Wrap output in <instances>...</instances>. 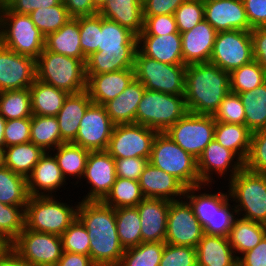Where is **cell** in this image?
<instances>
[{"label":"cell","mask_w":266,"mask_h":266,"mask_svg":"<svg viewBox=\"0 0 266 266\" xmlns=\"http://www.w3.org/2000/svg\"><path fill=\"white\" fill-rule=\"evenodd\" d=\"M144 30L139 35H167L180 33L174 15L143 16Z\"/></svg>","instance_id":"cell-57"},{"label":"cell","mask_w":266,"mask_h":266,"mask_svg":"<svg viewBox=\"0 0 266 266\" xmlns=\"http://www.w3.org/2000/svg\"><path fill=\"white\" fill-rule=\"evenodd\" d=\"M0 266H30L21 261L11 250L0 260Z\"/></svg>","instance_id":"cell-66"},{"label":"cell","mask_w":266,"mask_h":266,"mask_svg":"<svg viewBox=\"0 0 266 266\" xmlns=\"http://www.w3.org/2000/svg\"><path fill=\"white\" fill-rule=\"evenodd\" d=\"M148 163V158L140 157L115 159L116 176L139 181L141 173Z\"/></svg>","instance_id":"cell-59"},{"label":"cell","mask_w":266,"mask_h":266,"mask_svg":"<svg viewBox=\"0 0 266 266\" xmlns=\"http://www.w3.org/2000/svg\"><path fill=\"white\" fill-rule=\"evenodd\" d=\"M252 132L242 124L216 122L214 139L225 148L233 151L243 162L246 161Z\"/></svg>","instance_id":"cell-35"},{"label":"cell","mask_w":266,"mask_h":266,"mask_svg":"<svg viewBox=\"0 0 266 266\" xmlns=\"http://www.w3.org/2000/svg\"><path fill=\"white\" fill-rule=\"evenodd\" d=\"M159 266H197L196 248L166 243Z\"/></svg>","instance_id":"cell-55"},{"label":"cell","mask_w":266,"mask_h":266,"mask_svg":"<svg viewBox=\"0 0 266 266\" xmlns=\"http://www.w3.org/2000/svg\"><path fill=\"white\" fill-rule=\"evenodd\" d=\"M238 266H266V235L256 247L239 256Z\"/></svg>","instance_id":"cell-63"},{"label":"cell","mask_w":266,"mask_h":266,"mask_svg":"<svg viewBox=\"0 0 266 266\" xmlns=\"http://www.w3.org/2000/svg\"><path fill=\"white\" fill-rule=\"evenodd\" d=\"M243 168L244 162L233 151L225 148L215 139L205 147L197 159V170L201 184H216L213 179L214 174L218 177H224V180L229 176L227 181H230Z\"/></svg>","instance_id":"cell-15"},{"label":"cell","mask_w":266,"mask_h":266,"mask_svg":"<svg viewBox=\"0 0 266 266\" xmlns=\"http://www.w3.org/2000/svg\"><path fill=\"white\" fill-rule=\"evenodd\" d=\"M61 239L64 252L89 256V235L85 226L78 218H76L75 221L64 231L61 235Z\"/></svg>","instance_id":"cell-51"},{"label":"cell","mask_w":266,"mask_h":266,"mask_svg":"<svg viewBox=\"0 0 266 266\" xmlns=\"http://www.w3.org/2000/svg\"><path fill=\"white\" fill-rule=\"evenodd\" d=\"M86 91L94 104L104 105L122 93L135 79L134 68L103 74H86Z\"/></svg>","instance_id":"cell-21"},{"label":"cell","mask_w":266,"mask_h":266,"mask_svg":"<svg viewBox=\"0 0 266 266\" xmlns=\"http://www.w3.org/2000/svg\"><path fill=\"white\" fill-rule=\"evenodd\" d=\"M57 197L30 196L25 208V227L61 236L77 218L79 202L70 205Z\"/></svg>","instance_id":"cell-3"},{"label":"cell","mask_w":266,"mask_h":266,"mask_svg":"<svg viewBox=\"0 0 266 266\" xmlns=\"http://www.w3.org/2000/svg\"><path fill=\"white\" fill-rule=\"evenodd\" d=\"M72 18L98 13L92 0H62Z\"/></svg>","instance_id":"cell-64"},{"label":"cell","mask_w":266,"mask_h":266,"mask_svg":"<svg viewBox=\"0 0 266 266\" xmlns=\"http://www.w3.org/2000/svg\"><path fill=\"white\" fill-rule=\"evenodd\" d=\"M51 153L57 160L58 166L60 167L64 178L69 180L71 177L77 179L74 185L80 182L87 163V158L90 150L85 149L79 145L73 143H63L56 149H53ZM80 180V181H79Z\"/></svg>","instance_id":"cell-34"},{"label":"cell","mask_w":266,"mask_h":266,"mask_svg":"<svg viewBox=\"0 0 266 266\" xmlns=\"http://www.w3.org/2000/svg\"><path fill=\"white\" fill-rule=\"evenodd\" d=\"M213 193L212 225H205L203 232L208 235L228 237L234 221L237 218V210L229 202L231 200L229 190L223 193L219 190Z\"/></svg>","instance_id":"cell-36"},{"label":"cell","mask_w":266,"mask_h":266,"mask_svg":"<svg viewBox=\"0 0 266 266\" xmlns=\"http://www.w3.org/2000/svg\"><path fill=\"white\" fill-rule=\"evenodd\" d=\"M11 250V243L0 235V260Z\"/></svg>","instance_id":"cell-67"},{"label":"cell","mask_w":266,"mask_h":266,"mask_svg":"<svg viewBox=\"0 0 266 266\" xmlns=\"http://www.w3.org/2000/svg\"><path fill=\"white\" fill-rule=\"evenodd\" d=\"M0 114L6 120L31 118L29 88L0 92Z\"/></svg>","instance_id":"cell-44"},{"label":"cell","mask_w":266,"mask_h":266,"mask_svg":"<svg viewBox=\"0 0 266 266\" xmlns=\"http://www.w3.org/2000/svg\"><path fill=\"white\" fill-rule=\"evenodd\" d=\"M144 198L139 181L116 177L110 192L102 202L117 209L136 207Z\"/></svg>","instance_id":"cell-42"},{"label":"cell","mask_w":266,"mask_h":266,"mask_svg":"<svg viewBox=\"0 0 266 266\" xmlns=\"http://www.w3.org/2000/svg\"><path fill=\"white\" fill-rule=\"evenodd\" d=\"M26 206L6 205L0 202V235L12 243L25 227Z\"/></svg>","instance_id":"cell-49"},{"label":"cell","mask_w":266,"mask_h":266,"mask_svg":"<svg viewBox=\"0 0 266 266\" xmlns=\"http://www.w3.org/2000/svg\"><path fill=\"white\" fill-rule=\"evenodd\" d=\"M65 185L68 183L51 152H45L40 157L27 177V188L30 196H56L57 190L59 191Z\"/></svg>","instance_id":"cell-20"},{"label":"cell","mask_w":266,"mask_h":266,"mask_svg":"<svg viewBox=\"0 0 266 266\" xmlns=\"http://www.w3.org/2000/svg\"><path fill=\"white\" fill-rule=\"evenodd\" d=\"M62 0H1L0 11L29 15L34 10L59 5Z\"/></svg>","instance_id":"cell-58"},{"label":"cell","mask_w":266,"mask_h":266,"mask_svg":"<svg viewBox=\"0 0 266 266\" xmlns=\"http://www.w3.org/2000/svg\"><path fill=\"white\" fill-rule=\"evenodd\" d=\"M92 103L86 90L67 96L62 108L56 115L61 140L64 143H71L76 138L80 122Z\"/></svg>","instance_id":"cell-27"},{"label":"cell","mask_w":266,"mask_h":266,"mask_svg":"<svg viewBox=\"0 0 266 266\" xmlns=\"http://www.w3.org/2000/svg\"><path fill=\"white\" fill-rule=\"evenodd\" d=\"M45 49L86 63L87 58L80 46L79 17L71 18L59 30L48 34L45 37Z\"/></svg>","instance_id":"cell-31"},{"label":"cell","mask_w":266,"mask_h":266,"mask_svg":"<svg viewBox=\"0 0 266 266\" xmlns=\"http://www.w3.org/2000/svg\"><path fill=\"white\" fill-rule=\"evenodd\" d=\"M229 92V72L211 63L186 66L185 102L188 112L213 115Z\"/></svg>","instance_id":"cell-2"},{"label":"cell","mask_w":266,"mask_h":266,"mask_svg":"<svg viewBox=\"0 0 266 266\" xmlns=\"http://www.w3.org/2000/svg\"><path fill=\"white\" fill-rule=\"evenodd\" d=\"M80 46L87 58L98 51L99 31H101V15L99 13L90 16L79 17Z\"/></svg>","instance_id":"cell-50"},{"label":"cell","mask_w":266,"mask_h":266,"mask_svg":"<svg viewBox=\"0 0 266 266\" xmlns=\"http://www.w3.org/2000/svg\"><path fill=\"white\" fill-rule=\"evenodd\" d=\"M5 149L0 147V169L5 167Z\"/></svg>","instance_id":"cell-70"},{"label":"cell","mask_w":266,"mask_h":266,"mask_svg":"<svg viewBox=\"0 0 266 266\" xmlns=\"http://www.w3.org/2000/svg\"><path fill=\"white\" fill-rule=\"evenodd\" d=\"M216 121L212 115L187 112L166 132L184 151L198 159L214 139Z\"/></svg>","instance_id":"cell-11"},{"label":"cell","mask_w":266,"mask_h":266,"mask_svg":"<svg viewBox=\"0 0 266 266\" xmlns=\"http://www.w3.org/2000/svg\"><path fill=\"white\" fill-rule=\"evenodd\" d=\"M114 126L104 106L92 103L87 108L76 138L71 143L90 151H106Z\"/></svg>","instance_id":"cell-16"},{"label":"cell","mask_w":266,"mask_h":266,"mask_svg":"<svg viewBox=\"0 0 266 266\" xmlns=\"http://www.w3.org/2000/svg\"><path fill=\"white\" fill-rule=\"evenodd\" d=\"M216 34L217 31L205 19L181 33L184 65L209 63Z\"/></svg>","instance_id":"cell-22"},{"label":"cell","mask_w":266,"mask_h":266,"mask_svg":"<svg viewBox=\"0 0 266 266\" xmlns=\"http://www.w3.org/2000/svg\"><path fill=\"white\" fill-rule=\"evenodd\" d=\"M0 44L36 60L45 48V36L29 15L0 11Z\"/></svg>","instance_id":"cell-8"},{"label":"cell","mask_w":266,"mask_h":266,"mask_svg":"<svg viewBox=\"0 0 266 266\" xmlns=\"http://www.w3.org/2000/svg\"><path fill=\"white\" fill-rule=\"evenodd\" d=\"M98 13L129 29L136 36L144 30L143 1L108 0Z\"/></svg>","instance_id":"cell-29"},{"label":"cell","mask_w":266,"mask_h":266,"mask_svg":"<svg viewBox=\"0 0 266 266\" xmlns=\"http://www.w3.org/2000/svg\"><path fill=\"white\" fill-rule=\"evenodd\" d=\"M165 242H142L125 249L118 266H159Z\"/></svg>","instance_id":"cell-45"},{"label":"cell","mask_w":266,"mask_h":266,"mask_svg":"<svg viewBox=\"0 0 266 266\" xmlns=\"http://www.w3.org/2000/svg\"><path fill=\"white\" fill-rule=\"evenodd\" d=\"M138 49L150 58L171 65H184L181 33L138 35Z\"/></svg>","instance_id":"cell-26"},{"label":"cell","mask_w":266,"mask_h":266,"mask_svg":"<svg viewBox=\"0 0 266 266\" xmlns=\"http://www.w3.org/2000/svg\"><path fill=\"white\" fill-rule=\"evenodd\" d=\"M142 242H165L170 201L144 198L137 206Z\"/></svg>","instance_id":"cell-24"},{"label":"cell","mask_w":266,"mask_h":266,"mask_svg":"<svg viewBox=\"0 0 266 266\" xmlns=\"http://www.w3.org/2000/svg\"><path fill=\"white\" fill-rule=\"evenodd\" d=\"M157 131L141 124L115 125L106 151L114 158L150 159Z\"/></svg>","instance_id":"cell-13"},{"label":"cell","mask_w":266,"mask_h":266,"mask_svg":"<svg viewBox=\"0 0 266 266\" xmlns=\"http://www.w3.org/2000/svg\"><path fill=\"white\" fill-rule=\"evenodd\" d=\"M250 27H266V0H243Z\"/></svg>","instance_id":"cell-61"},{"label":"cell","mask_w":266,"mask_h":266,"mask_svg":"<svg viewBox=\"0 0 266 266\" xmlns=\"http://www.w3.org/2000/svg\"><path fill=\"white\" fill-rule=\"evenodd\" d=\"M95 8L99 11L108 0H92Z\"/></svg>","instance_id":"cell-69"},{"label":"cell","mask_w":266,"mask_h":266,"mask_svg":"<svg viewBox=\"0 0 266 266\" xmlns=\"http://www.w3.org/2000/svg\"><path fill=\"white\" fill-rule=\"evenodd\" d=\"M173 15L180 33L191 30L204 19V1L186 0Z\"/></svg>","instance_id":"cell-53"},{"label":"cell","mask_w":266,"mask_h":266,"mask_svg":"<svg viewBox=\"0 0 266 266\" xmlns=\"http://www.w3.org/2000/svg\"><path fill=\"white\" fill-rule=\"evenodd\" d=\"M254 60L266 71V27H256L250 31Z\"/></svg>","instance_id":"cell-62"},{"label":"cell","mask_w":266,"mask_h":266,"mask_svg":"<svg viewBox=\"0 0 266 266\" xmlns=\"http://www.w3.org/2000/svg\"><path fill=\"white\" fill-rule=\"evenodd\" d=\"M124 251L118 236H97L90 240L89 256L96 266H118Z\"/></svg>","instance_id":"cell-43"},{"label":"cell","mask_w":266,"mask_h":266,"mask_svg":"<svg viewBox=\"0 0 266 266\" xmlns=\"http://www.w3.org/2000/svg\"><path fill=\"white\" fill-rule=\"evenodd\" d=\"M144 91V85L134 79L122 93L103 105L115 125L136 123V110Z\"/></svg>","instance_id":"cell-30"},{"label":"cell","mask_w":266,"mask_h":266,"mask_svg":"<svg viewBox=\"0 0 266 266\" xmlns=\"http://www.w3.org/2000/svg\"><path fill=\"white\" fill-rule=\"evenodd\" d=\"M115 215L117 234L124 249L142 243L141 221L137 207L117 208Z\"/></svg>","instance_id":"cell-41"},{"label":"cell","mask_w":266,"mask_h":266,"mask_svg":"<svg viewBox=\"0 0 266 266\" xmlns=\"http://www.w3.org/2000/svg\"><path fill=\"white\" fill-rule=\"evenodd\" d=\"M6 119L0 114V147L5 149L4 131L6 126Z\"/></svg>","instance_id":"cell-68"},{"label":"cell","mask_w":266,"mask_h":266,"mask_svg":"<svg viewBox=\"0 0 266 266\" xmlns=\"http://www.w3.org/2000/svg\"><path fill=\"white\" fill-rule=\"evenodd\" d=\"M11 251L30 266H56L63 253L62 239L24 227L11 243Z\"/></svg>","instance_id":"cell-10"},{"label":"cell","mask_w":266,"mask_h":266,"mask_svg":"<svg viewBox=\"0 0 266 266\" xmlns=\"http://www.w3.org/2000/svg\"><path fill=\"white\" fill-rule=\"evenodd\" d=\"M30 142L45 152H51L63 144L56 116L32 115Z\"/></svg>","instance_id":"cell-38"},{"label":"cell","mask_w":266,"mask_h":266,"mask_svg":"<svg viewBox=\"0 0 266 266\" xmlns=\"http://www.w3.org/2000/svg\"><path fill=\"white\" fill-rule=\"evenodd\" d=\"M228 182L238 217L266 225V174L244 167Z\"/></svg>","instance_id":"cell-4"},{"label":"cell","mask_w":266,"mask_h":266,"mask_svg":"<svg viewBox=\"0 0 266 266\" xmlns=\"http://www.w3.org/2000/svg\"><path fill=\"white\" fill-rule=\"evenodd\" d=\"M115 159L107 151H90L82 177L90 186L81 200L102 201L116 180Z\"/></svg>","instance_id":"cell-17"},{"label":"cell","mask_w":266,"mask_h":266,"mask_svg":"<svg viewBox=\"0 0 266 266\" xmlns=\"http://www.w3.org/2000/svg\"><path fill=\"white\" fill-rule=\"evenodd\" d=\"M197 266H238L228 237L203 234L197 247Z\"/></svg>","instance_id":"cell-28"},{"label":"cell","mask_w":266,"mask_h":266,"mask_svg":"<svg viewBox=\"0 0 266 266\" xmlns=\"http://www.w3.org/2000/svg\"><path fill=\"white\" fill-rule=\"evenodd\" d=\"M44 153L32 142L5 147V167L27 178Z\"/></svg>","instance_id":"cell-37"},{"label":"cell","mask_w":266,"mask_h":266,"mask_svg":"<svg viewBox=\"0 0 266 266\" xmlns=\"http://www.w3.org/2000/svg\"><path fill=\"white\" fill-rule=\"evenodd\" d=\"M36 78L69 94L86 90L85 63L45 48L36 59Z\"/></svg>","instance_id":"cell-5"},{"label":"cell","mask_w":266,"mask_h":266,"mask_svg":"<svg viewBox=\"0 0 266 266\" xmlns=\"http://www.w3.org/2000/svg\"><path fill=\"white\" fill-rule=\"evenodd\" d=\"M31 118L11 119L6 121L5 147L30 142Z\"/></svg>","instance_id":"cell-56"},{"label":"cell","mask_w":266,"mask_h":266,"mask_svg":"<svg viewBox=\"0 0 266 266\" xmlns=\"http://www.w3.org/2000/svg\"><path fill=\"white\" fill-rule=\"evenodd\" d=\"M187 112L185 96L145 89L136 110V124L165 133Z\"/></svg>","instance_id":"cell-6"},{"label":"cell","mask_w":266,"mask_h":266,"mask_svg":"<svg viewBox=\"0 0 266 266\" xmlns=\"http://www.w3.org/2000/svg\"><path fill=\"white\" fill-rule=\"evenodd\" d=\"M149 162L178 179L186 188L201 185L197 159L184 151L167 134L157 133Z\"/></svg>","instance_id":"cell-7"},{"label":"cell","mask_w":266,"mask_h":266,"mask_svg":"<svg viewBox=\"0 0 266 266\" xmlns=\"http://www.w3.org/2000/svg\"><path fill=\"white\" fill-rule=\"evenodd\" d=\"M245 110V126L253 133L266 129V82L239 93Z\"/></svg>","instance_id":"cell-39"},{"label":"cell","mask_w":266,"mask_h":266,"mask_svg":"<svg viewBox=\"0 0 266 266\" xmlns=\"http://www.w3.org/2000/svg\"><path fill=\"white\" fill-rule=\"evenodd\" d=\"M244 167L255 173L266 174V129L252 133L250 151Z\"/></svg>","instance_id":"cell-54"},{"label":"cell","mask_w":266,"mask_h":266,"mask_svg":"<svg viewBox=\"0 0 266 266\" xmlns=\"http://www.w3.org/2000/svg\"><path fill=\"white\" fill-rule=\"evenodd\" d=\"M135 79L146 90L185 96L186 65H171L145 56L139 49L134 62Z\"/></svg>","instance_id":"cell-9"},{"label":"cell","mask_w":266,"mask_h":266,"mask_svg":"<svg viewBox=\"0 0 266 266\" xmlns=\"http://www.w3.org/2000/svg\"><path fill=\"white\" fill-rule=\"evenodd\" d=\"M27 178L7 167L0 169V202L6 205L26 206L29 200Z\"/></svg>","instance_id":"cell-40"},{"label":"cell","mask_w":266,"mask_h":266,"mask_svg":"<svg viewBox=\"0 0 266 266\" xmlns=\"http://www.w3.org/2000/svg\"><path fill=\"white\" fill-rule=\"evenodd\" d=\"M212 116L216 122L245 125V110L239 94L229 92Z\"/></svg>","instance_id":"cell-52"},{"label":"cell","mask_w":266,"mask_h":266,"mask_svg":"<svg viewBox=\"0 0 266 266\" xmlns=\"http://www.w3.org/2000/svg\"><path fill=\"white\" fill-rule=\"evenodd\" d=\"M186 0H143V16L173 15Z\"/></svg>","instance_id":"cell-60"},{"label":"cell","mask_w":266,"mask_h":266,"mask_svg":"<svg viewBox=\"0 0 266 266\" xmlns=\"http://www.w3.org/2000/svg\"><path fill=\"white\" fill-rule=\"evenodd\" d=\"M139 185L145 198L174 201L184 198L186 187L174 176L154 167L150 162L141 173Z\"/></svg>","instance_id":"cell-25"},{"label":"cell","mask_w":266,"mask_h":266,"mask_svg":"<svg viewBox=\"0 0 266 266\" xmlns=\"http://www.w3.org/2000/svg\"><path fill=\"white\" fill-rule=\"evenodd\" d=\"M29 16L45 37L59 30L72 18L63 2L48 8H38L30 13Z\"/></svg>","instance_id":"cell-47"},{"label":"cell","mask_w":266,"mask_h":266,"mask_svg":"<svg viewBox=\"0 0 266 266\" xmlns=\"http://www.w3.org/2000/svg\"><path fill=\"white\" fill-rule=\"evenodd\" d=\"M204 19L217 31H251L243 0L204 1Z\"/></svg>","instance_id":"cell-19"},{"label":"cell","mask_w":266,"mask_h":266,"mask_svg":"<svg viewBox=\"0 0 266 266\" xmlns=\"http://www.w3.org/2000/svg\"><path fill=\"white\" fill-rule=\"evenodd\" d=\"M266 82V71L257 61L242 65L230 73V92L251 91Z\"/></svg>","instance_id":"cell-46"},{"label":"cell","mask_w":266,"mask_h":266,"mask_svg":"<svg viewBox=\"0 0 266 266\" xmlns=\"http://www.w3.org/2000/svg\"><path fill=\"white\" fill-rule=\"evenodd\" d=\"M56 266H96L90 256L78 253L64 252Z\"/></svg>","instance_id":"cell-65"},{"label":"cell","mask_w":266,"mask_h":266,"mask_svg":"<svg viewBox=\"0 0 266 266\" xmlns=\"http://www.w3.org/2000/svg\"><path fill=\"white\" fill-rule=\"evenodd\" d=\"M36 79V60L0 44V92L29 88Z\"/></svg>","instance_id":"cell-18"},{"label":"cell","mask_w":266,"mask_h":266,"mask_svg":"<svg viewBox=\"0 0 266 266\" xmlns=\"http://www.w3.org/2000/svg\"><path fill=\"white\" fill-rule=\"evenodd\" d=\"M77 218L85 226L89 239L118 236L115 209L102 201H79Z\"/></svg>","instance_id":"cell-23"},{"label":"cell","mask_w":266,"mask_h":266,"mask_svg":"<svg viewBox=\"0 0 266 266\" xmlns=\"http://www.w3.org/2000/svg\"><path fill=\"white\" fill-rule=\"evenodd\" d=\"M207 186L210 189L213 188V186H210V184H201L186 188L184 193V198L192 207L194 215L198 219L202 228H204L205 225H212L213 193L211 191L205 192L204 189L205 187L207 189ZM201 189L204 190V192H201Z\"/></svg>","instance_id":"cell-48"},{"label":"cell","mask_w":266,"mask_h":266,"mask_svg":"<svg viewBox=\"0 0 266 266\" xmlns=\"http://www.w3.org/2000/svg\"><path fill=\"white\" fill-rule=\"evenodd\" d=\"M254 60L250 31L217 32L209 63L231 73Z\"/></svg>","instance_id":"cell-12"},{"label":"cell","mask_w":266,"mask_h":266,"mask_svg":"<svg viewBox=\"0 0 266 266\" xmlns=\"http://www.w3.org/2000/svg\"><path fill=\"white\" fill-rule=\"evenodd\" d=\"M29 90L32 115L56 116L69 95L66 91L46 84L37 78Z\"/></svg>","instance_id":"cell-32"},{"label":"cell","mask_w":266,"mask_h":266,"mask_svg":"<svg viewBox=\"0 0 266 266\" xmlns=\"http://www.w3.org/2000/svg\"><path fill=\"white\" fill-rule=\"evenodd\" d=\"M138 37L115 21L101 16L98 51L87 57L86 74H103L134 68Z\"/></svg>","instance_id":"cell-1"},{"label":"cell","mask_w":266,"mask_h":266,"mask_svg":"<svg viewBox=\"0 0 266 266\" xmlns=\"http://www.w3.org/2000/svg\"><path fill=\"white\" fill-rule=\"evenodd\" d=\"M204 232L185 198L170 202L165 243L196 248Z\"/></svg>","instance_id":"cell-14"},{"label":"cell","mask_w":266,"mask_h":266,"mask_svg":"<svg viewBox=\"0 0 266 266\" xmlns=\"http://www.w3.org/2000/svg\"><path fill=\"white\" fill-rule=\"evenodd\" d=\"M266 235V225L237 217L228 240L237 258L256 247Z\"/></svg>","instance_id":"cell-33"}]
</instances>
